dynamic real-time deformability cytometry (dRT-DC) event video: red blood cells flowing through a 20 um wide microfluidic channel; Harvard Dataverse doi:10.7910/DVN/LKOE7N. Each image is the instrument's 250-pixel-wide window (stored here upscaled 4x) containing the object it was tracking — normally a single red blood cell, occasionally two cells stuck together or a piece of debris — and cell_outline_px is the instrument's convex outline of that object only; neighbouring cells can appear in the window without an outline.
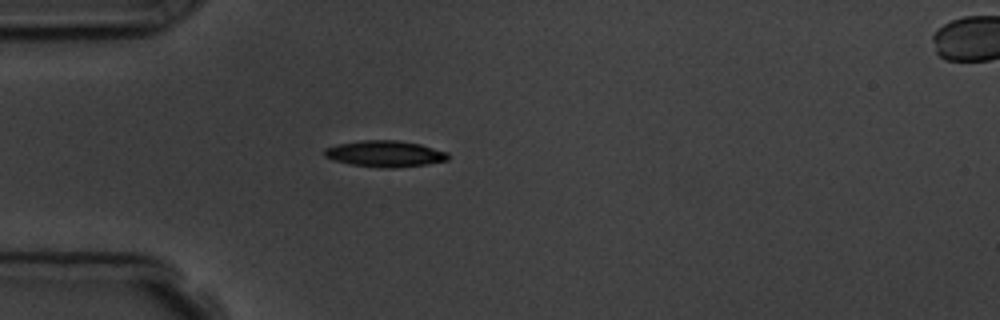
{"species": "common noctule bat (a hibernating species)", "species_latin": "Nyctalus noctula", "temperature_condition": "room temperature", "stored_images_in_passage": 5, "segment_of_instrument_passage": [1, 2], "camera_frame_rate_fps": 3000, "um_per_image_px": 0.085, "animal": {"sex": "male", "body_mass_g": 19.5, "forearm_length_mm": 54.6}, "frame": {"image": 1, "passage_image": 4, "time_ms": 5.0, "image_size_px": [1000, 320], "cell_outline_px": [[448, 160], [424, 164], [392, 168], [380, 168], [352, 164], [332, 160], [324, 156], [324, 148], [336, 144], [360, 140], [400, 140], [420, 144], [448, 152]], "centroid_in_image_um": [32.68, 13.06], "position_along_channel_um": 52.3, "area_um2": 18.96}}